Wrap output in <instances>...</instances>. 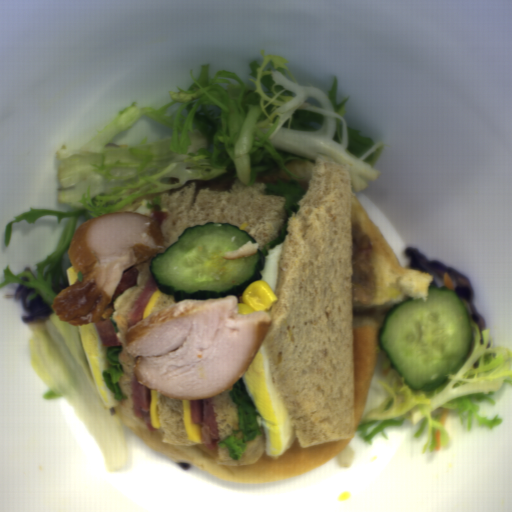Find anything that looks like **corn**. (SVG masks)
Here are the masks:
<instances>
[{
    "label": "corn",
    "mask_w": 512,
    "mask_h": 512,
    "mask_svg": "<svg viewBox=\"0 0 512 512\" xmlns=\"http://www.w3.org/2000/svg\"><path fill=\"white\" fill-rule=\"evenodd\" d=\"M279 301L266 280H255L242 294V303H237L238 313L251 314L254 311L269 312L275 302Z\"/></svg>",
    "instance_id": "1"
}]
</instances>
